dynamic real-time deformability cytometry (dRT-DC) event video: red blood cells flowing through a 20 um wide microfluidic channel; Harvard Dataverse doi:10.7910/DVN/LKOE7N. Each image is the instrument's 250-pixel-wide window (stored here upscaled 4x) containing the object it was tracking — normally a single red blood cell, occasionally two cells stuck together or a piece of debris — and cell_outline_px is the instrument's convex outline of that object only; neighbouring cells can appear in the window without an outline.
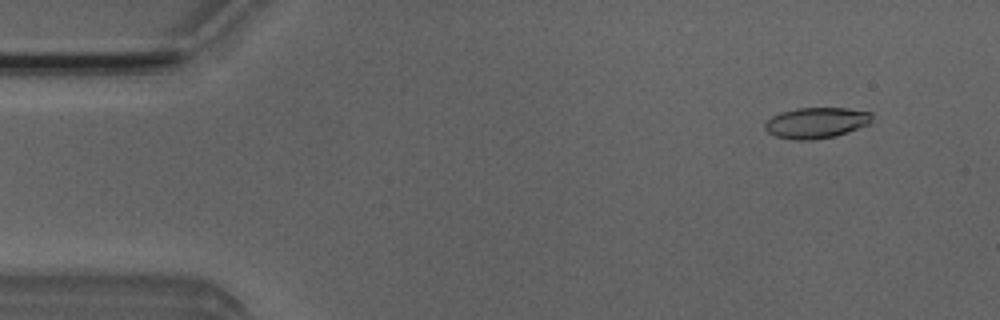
{"species": "Egyptian fruit bat (a non-hibernating species)", "species_latin": "Rousettus aegyptiacus", "temperature_condition": "room temperature", "stored_images_in_passage": 3, "camera_frame_rate_fps": 3000, "um_per_image_px": 0.085, "animal": {"sex": "male"}, "frame": {"image": 1, "passage_image": 1, "time_ms": 0.0, "image_size_px": [1000, 320], "cell_outline_px": [[872, 120], [868, 124], [848, 132], [836, 136], [812, 140], [792, 140], [776, 136], [768, 132], [764, 128], [764, 124], [772, 116], [780, 112], [796, 108], [848, 108], [872, 112]], "centroid_in_image_um": [69.38, 10.44], "position_along_channel_um": 15.6, "area_um2": 19.36}}